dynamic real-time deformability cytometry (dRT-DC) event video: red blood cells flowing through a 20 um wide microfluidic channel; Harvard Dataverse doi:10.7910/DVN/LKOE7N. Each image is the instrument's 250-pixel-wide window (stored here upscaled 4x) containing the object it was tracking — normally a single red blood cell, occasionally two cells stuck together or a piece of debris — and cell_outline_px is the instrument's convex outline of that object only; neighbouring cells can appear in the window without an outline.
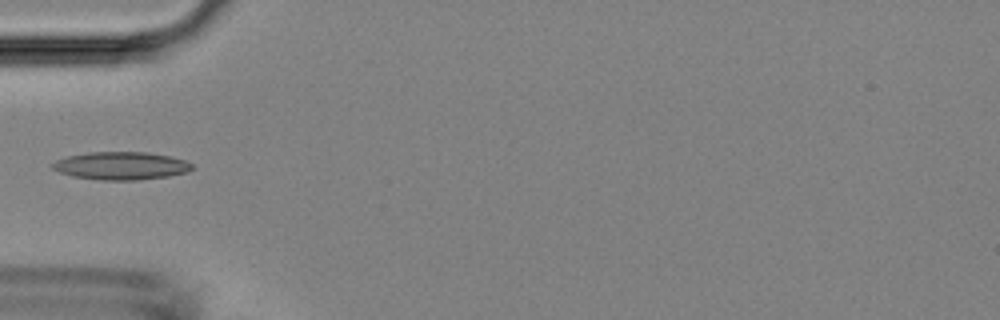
{"species": "Egyptian fruit bat (a non-hibernating species)", "species_latin": "Rousettus aegyptiacus", "temperature_condition": "room temperature", "stored_images_in_passage": 5, "camera_frame_rate_fps": 3000, "um_per_image_px": 0.085, "animal": {"sex": "female"}, "frame": {"image": 1, "passage_image": 5, "time_ms": 4.667, "image_size_px": [1000, 320], "cell_outline_px": [[196, 168], [188, 172], [168, 176], [140, 180], [100, 180], [72, 176], [60, 172], [52, 168], [52, 164], [56, 160], [68, 156], [88, 152], [148, 152], [168, 156], [184, 160], [192, 164]], "centroid_in_image_um": [10.32, 14.09], "position_along_channel_um": 74.7, "area_um2": 22.72}}